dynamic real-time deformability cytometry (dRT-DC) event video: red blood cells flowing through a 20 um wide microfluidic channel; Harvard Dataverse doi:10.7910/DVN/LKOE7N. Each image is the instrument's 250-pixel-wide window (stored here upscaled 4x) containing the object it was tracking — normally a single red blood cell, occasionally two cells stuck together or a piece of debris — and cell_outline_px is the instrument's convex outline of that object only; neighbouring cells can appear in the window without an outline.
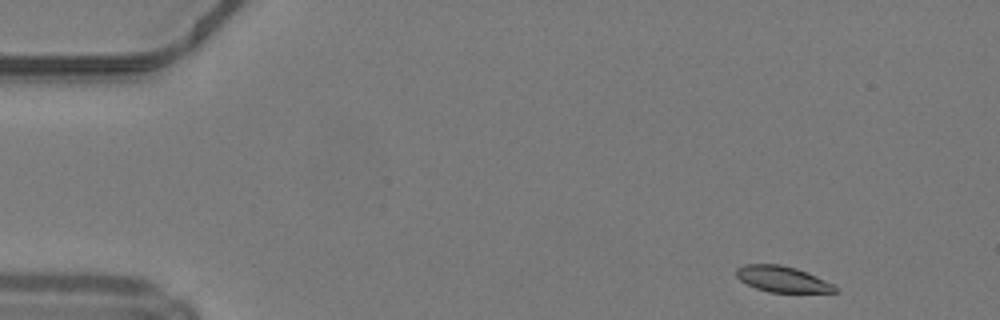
{"species": "common noctule bat (a hibernating species)", "species_latin": "Nyctalus noctula", "temperature_condition": "warm", "stored_images_in_passage": 14, "camera_frame_rate_fps": 3000, "um_per_image_px": 0.085, "animal": {"sex": "male", "body_mass_g": 19.2, "forearm_length_mm": 51.8}, "frame": {"image": 1, "passage_image": 1, "time_ms": 0.0, "image_size_px": [1000, 320], "cell_outline_px": [[840, 292], [768, 292], [756, 288], [740, 280], [736, 276], [736, 268], [744, 264], [780, 264], [796, 268], [808, 272], [840, 288]], "centroid_in_image_um": [66.51, 23.72], "position_along_channel_um": 18.5, "area_um2": 14.97}}
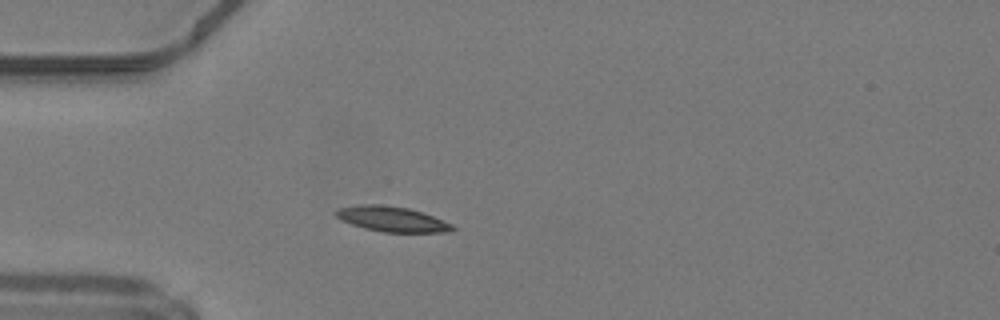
{"frame": {"image": 2, "passage_image": 10, "time_ms": 3.0, "image_size_px": [1000, 320], "cell_outline_px": [[456, 228], [452, 232], [380, 232], [364, 228], [340, 220], [336, 216], [336, 212], [340, 208], [360, 204], [380, 204], [408, 208], [424, 212], [452, 224]], "centroid_in_image_um": [33.35, 18.62], "position_along_channel_um": 51.7, "area_um2": 17.17}}
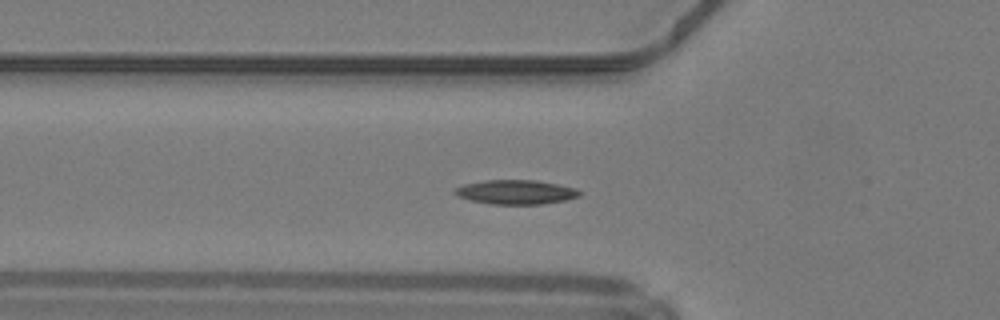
{"frame": {"image": 3, "passage_image": 13, "time_ms": 4.0, "image_size_px": [1000, 320], "cell_outline_px": [[580, 196], [564, 200], [540, 204], [492, 204], [472, 200], [460, 196], [452, 192], [456, 188], [464, 184], [484, 180], [536, 180], [576, 188], [580, 192]], "centroid_in_image_um": [43.85, 16.32], "position_along_channel_um": 82.0, "area_um2": 17.4}}